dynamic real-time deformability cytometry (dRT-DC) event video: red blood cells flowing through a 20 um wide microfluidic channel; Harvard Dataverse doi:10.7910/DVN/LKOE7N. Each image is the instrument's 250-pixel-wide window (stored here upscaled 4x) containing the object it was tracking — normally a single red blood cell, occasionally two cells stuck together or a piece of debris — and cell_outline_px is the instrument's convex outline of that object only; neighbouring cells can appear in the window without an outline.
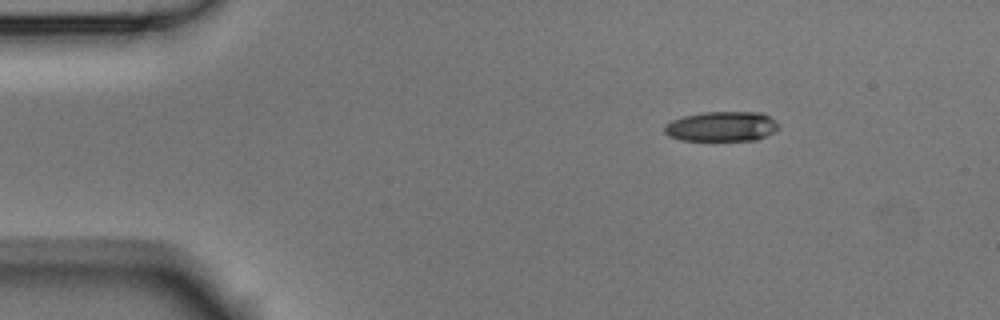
{"species": "Egyptian fruit bat (a non-hibernating species)", "species_latin": "Rousettus aegyptiacus", "temperature_condition": "room temperature", "stored_images_in_passage": 4, "camera_frame_rate_fps": 3000, "um_per_image_px": 0.085, "animal": {"sex": "male"}, "frame": {"image": 1, "passage_image": 1, "time_ms": 0.0, "image_size_px": [1000, 320], "cell_outline_px": [[780, 128], [756, 140], [680, 140], [668, 136], [664, 132], [664, 124], [672, 120], [684, 116], [704, 112], [760, 112], [776, 120], [780, 124]], "centroid_in_image_um": [61.33, 10.74], "position_along_channel_um": 23.7, "area_um2": 19.94}}